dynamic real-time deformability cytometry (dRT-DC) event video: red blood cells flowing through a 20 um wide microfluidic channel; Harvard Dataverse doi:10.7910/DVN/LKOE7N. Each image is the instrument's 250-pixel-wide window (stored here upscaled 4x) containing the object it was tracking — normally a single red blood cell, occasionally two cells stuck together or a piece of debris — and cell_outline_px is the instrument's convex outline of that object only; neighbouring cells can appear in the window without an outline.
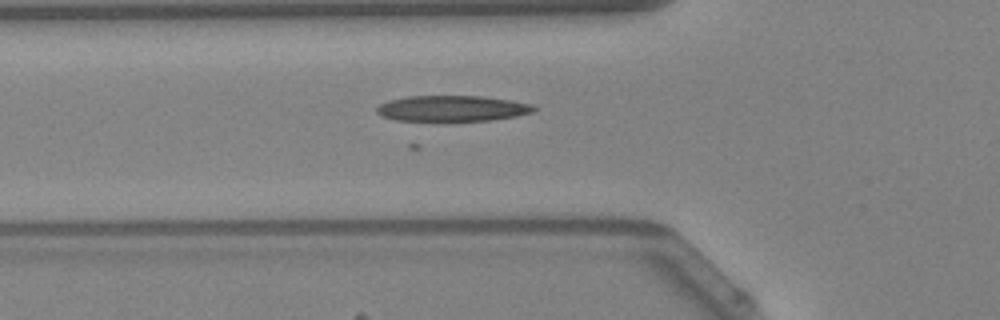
{"species": "Egyptian fruit bat (a non-hibernating species)", "species_latin": "Rousettus aegyptiacus", "temperature_condition": "warm", "stored_images_in_passage": 35, "camera_frame_rate_fps": 3000, "um_per_image_px": 0.085, "animal": {"sex": "female"}, "frame": {"image": 1, "passage_image": 2, "time_ms": 0.333, "image_size_px": [1000, 320], "cell_outline_px": [[540, 108], [532, 112], [516, 116], [492, 120], [396, 120], [384, 116], [376, 112], [376, 108], [380, 104], [388, 100], [408, 96], [480, 96], [508, 100], [532, 104]], "centroid_in_image_um": [38.46, 9.21], "position_along_channel_um": 87.3, "area_um2": 23.35}}